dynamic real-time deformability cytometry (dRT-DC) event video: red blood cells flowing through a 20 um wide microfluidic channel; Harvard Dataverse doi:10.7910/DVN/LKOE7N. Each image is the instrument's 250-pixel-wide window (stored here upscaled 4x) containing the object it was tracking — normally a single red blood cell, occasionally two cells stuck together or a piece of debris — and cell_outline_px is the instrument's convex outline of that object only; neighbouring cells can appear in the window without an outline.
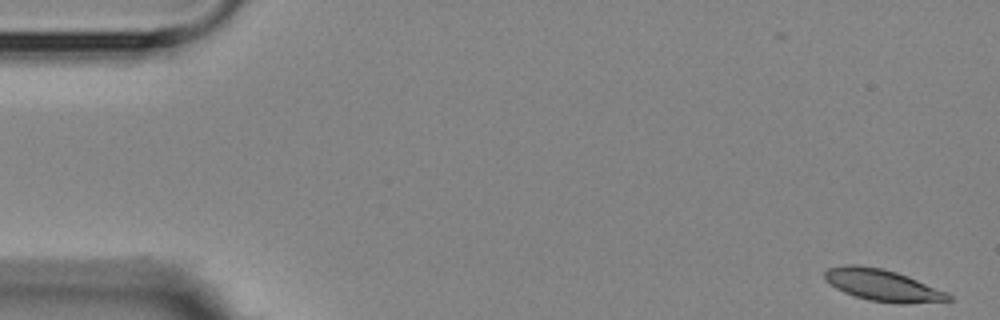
{"species": "Egyptian fruit bat (a non-hibernating species)", "species_latin": "Rousettus aegyptiacus", "temperature_condition": "room temperature", "stored_images_in_passage": 5, "camera_frame_rate_fps": 3000, "um_per_image_px": 0.085, "animal": {"sex": "female"}, "frame": {"image": 1, "passage_image": 1, "time_ms": 0.0, "image_size_px": [1000, 320], "cell_outline_px": [[952, 300], [908, 304], [900, 304], [868, 300], [844, 292], [836, 288], [824, 280], [824, 272], [828, 268], [844, 264], [856, 264], [884, 268], [908, 276], [948, 292], [952, 296]], "centroid_in_image_um": [75.02, 24.23], "position_along_channel_um": 10.0, "area_um2": 23.12}}
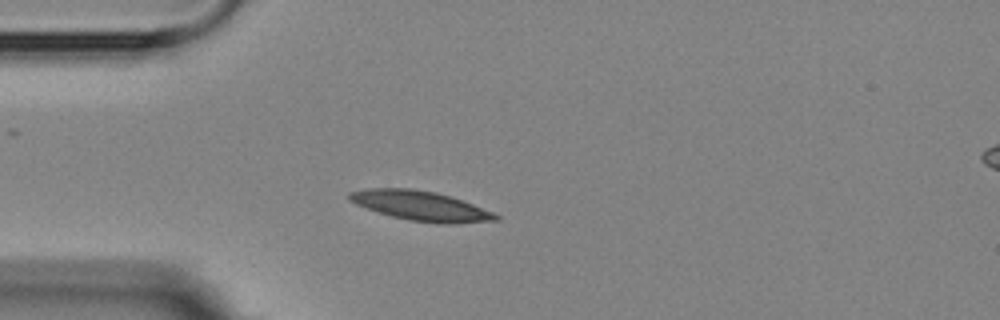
{"frame": {"image": 2, "passage_image": 5, "time_ms": 4.333, "image_size_px": [1000, 320], "cell_outline_px": [[500, 220], [456, 224], [440, 224], [408, 220], [392, 216], [356, 204], [348, 200], [348, 192], [368, 188], [412, 188], [436, 192], [472, 204], [492, 212], [500, 216]], "centroid_in_image_um": [35.76, 17.5], "position_along_channel_um": 49.2, "area_um2": 25.2}}